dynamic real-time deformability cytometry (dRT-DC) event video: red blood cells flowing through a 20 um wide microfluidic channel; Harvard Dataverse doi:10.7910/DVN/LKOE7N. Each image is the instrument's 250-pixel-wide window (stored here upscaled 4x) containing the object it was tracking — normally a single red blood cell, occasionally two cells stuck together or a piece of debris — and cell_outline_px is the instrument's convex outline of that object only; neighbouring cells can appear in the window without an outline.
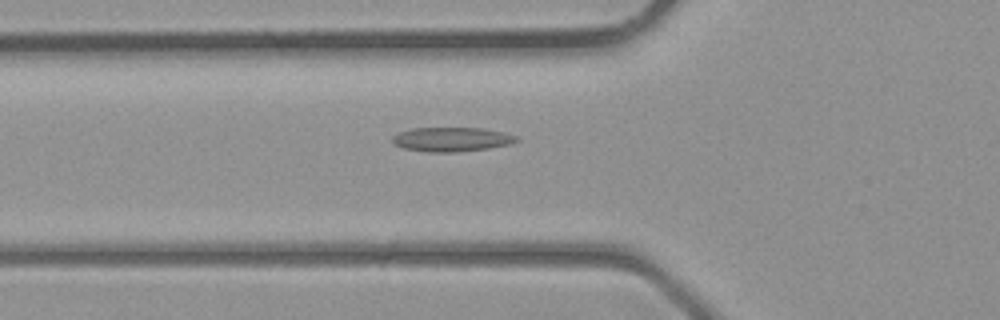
{"species": "common noctule bat (a hibernating species)", "species_latin": "Nyctalus noctula", "temperature_condition": "room temperature", "stored_images_in_passage": 40, "camera_frame_rate_fps": 3000, "um_per_image_px": 0.085, "animal": {"sex": "male", "body_mass_g": 23.1, "forearm_length_mm": 52.7}, "frame": {"image": 1, "passage_image": 15, "time_ms": 4.667, "image_size_px": [1000, 320], "cell_outline_px": [[520, 140], [512, 144], [488, 148], [460, 152], [428, 152], [404, 148], [396, 144], [392, 140], [392, 136], [400, 132], [412, 128], [480, 128], [504, 132], [516, 136]], "centroid_in_image_um": [38.43, 11.85], "position_along_channel_um": 87.4, "area_um2": 17.51}}
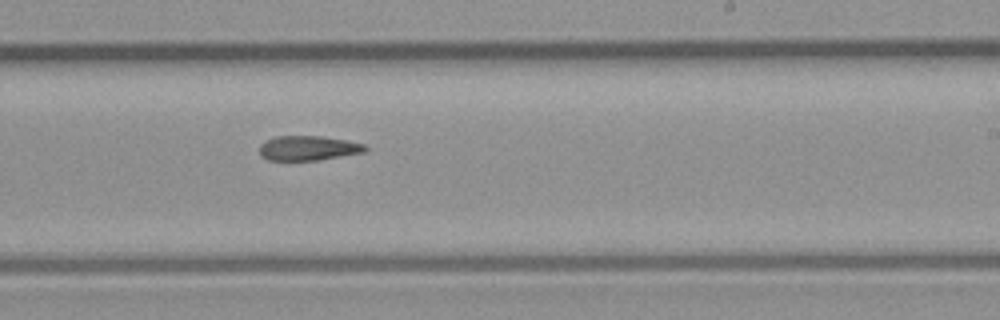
{"frame": {"image": 2, "passage_image": 25, "time_ms": 8.0, "image_size_px": [1000, 320], "cell_outline_px": [[368, 148], [364, 152], [316, 160], [268, 160], [260, 156], [260, 144], [264, 140], [276, 136], [320, 136], [344, 140], [364, 144]], "centroid_in_image_um": [26.14, 12.58], "position_along_channel_um": 262.9, "area_um2": 15.09}}
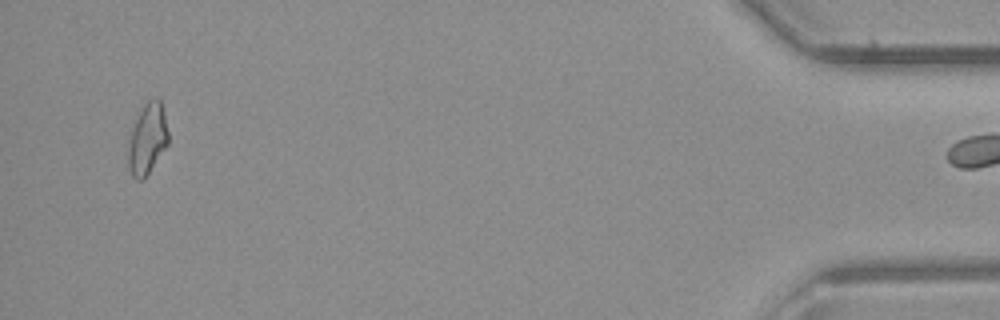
{"frame": {"image": 3, "passage_image": 39, "time_ms": 12.667, "image_size_px": [1000, 320], "cell_outline_px": [[168, 144], [144, 180], [136, 180], [132, 176], [128, 168], [128, 152], [132, 132], [136, 120], [144, 104], [152, 96], [156, 96], [160, 100], [168, 132]], "centroid_in_image_um": [12.54, 11.83], "position_along_channel_um": 422.7, "area_um2": 16.3}}